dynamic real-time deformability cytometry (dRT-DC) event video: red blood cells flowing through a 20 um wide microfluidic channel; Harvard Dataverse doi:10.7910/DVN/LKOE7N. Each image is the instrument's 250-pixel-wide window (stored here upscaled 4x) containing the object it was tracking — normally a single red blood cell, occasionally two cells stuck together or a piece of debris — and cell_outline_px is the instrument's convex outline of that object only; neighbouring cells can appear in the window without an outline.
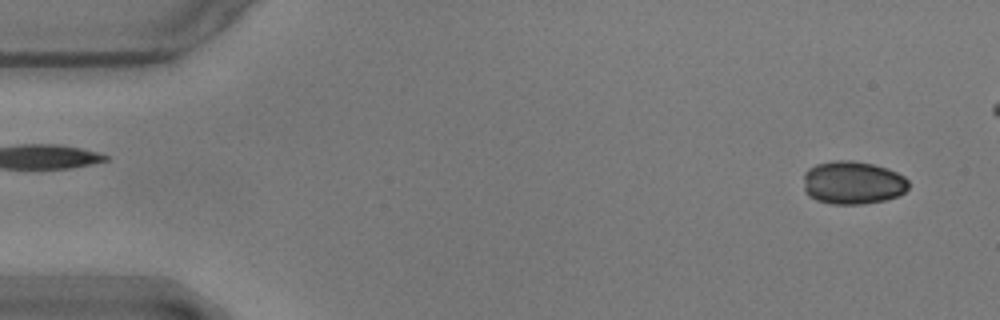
{"species": "common noctule bat (a hibernating species)", "species_latin": "Nyctalus noctula", "temperature_condition": "warm", "stored_images_in_passage": 50, "camera_frame_rate_fps": 3000, "um_per_image_px": 0.085, "animal": {"sex": "male", "body_mass_g": 17.9}, "frame": {"image": 1, "passage_image": 3, "time_ms": 0.667, "image_size_px": [1000, 320], "cell_outline_px": [[908, 188], [904, 192], [896, 196], [884, 200], [864, 204], [832, 204], [816, 200], [808, 196], [804, 192], [804, 172], [808, 168], [816, 164], [832, 160], [852, 160], [872, 164], [888, 168], [904, 176], [908, 180]], "centroid_in_image_um": [72.45, 15.52], "position_along_channel_um": 12.5, "area_um2": 26.65}}
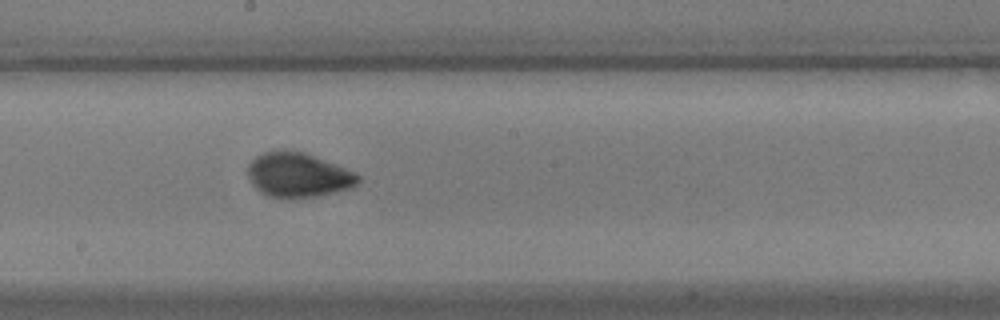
{"frame": {"image": 2, "passage_image": 30, "time_ms": 9.667, "image_size_px": [1000, 320], "cell_outline_px": [[360, 180], [352, 188], [316, 196], [268, 196], [260, 192], [252, 184], [248, 176], [248, 164], [256, 156], [264, 152], [276, 148], [284, 148], [304, 152], [356, 172], [360, 176]], "centroid_in_image_um": [25.33, 14.82], "position_along_channel_um": 222.9, "area_um2": 28.55}}
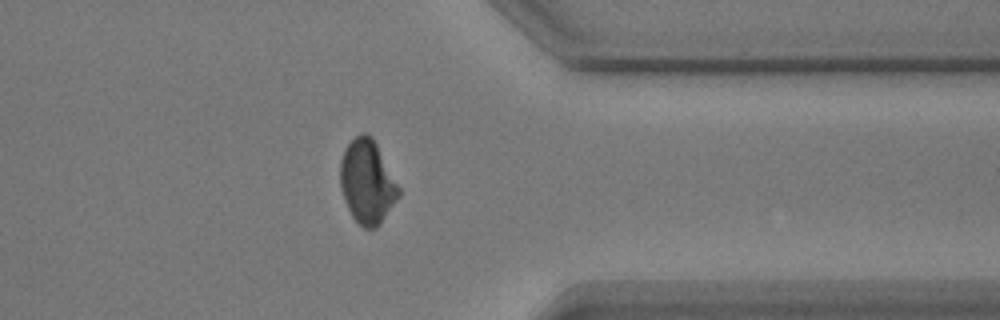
{"frame": {"image": 3, "passage_image": 44, "time_ms": 14.333, "image_size_px": [1000, 320], "cell_outline_px": [[400, 196], [380, 224], [376, 228], [364, 228], [352, 216], [348, 208], [340, 188], [340, 160], [344, 148], [360, 132], [364, 132], [372, 136], [400, 188]], "centroid_in_image_um": [31.21, 15.45], "position_along_channel_um": 380.2, "area_um2": 28.5}}